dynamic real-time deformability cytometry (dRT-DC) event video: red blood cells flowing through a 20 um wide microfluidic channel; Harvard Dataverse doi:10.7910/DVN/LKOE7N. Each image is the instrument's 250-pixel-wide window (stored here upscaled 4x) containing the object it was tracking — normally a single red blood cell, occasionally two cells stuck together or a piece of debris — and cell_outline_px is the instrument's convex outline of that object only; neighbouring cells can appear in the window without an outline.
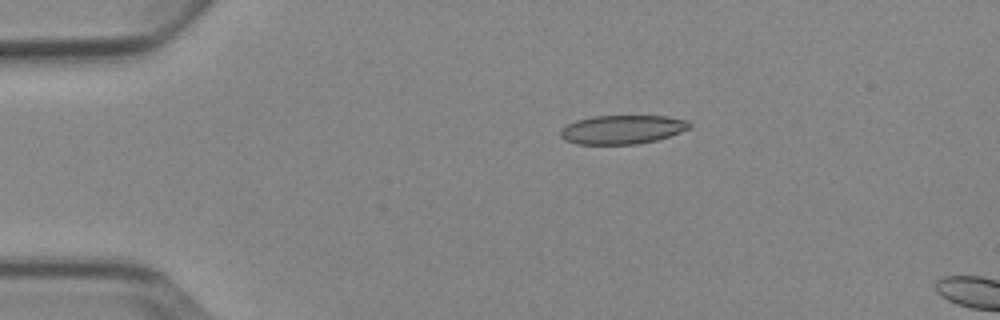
{"species": "Egyptian fruit bat (a non-hibernating species)", "species_latin": "Rousettus aegyptiacus", "temperature_condition": "cold", "stored_images_in_passage": 5, "camera_frame_rate_fps": 3000, "um_per_image_px": 0.085, "animal": {"sex": "female"}, "frame": {"image": 1, "passage_image": 4, "time_ms": 3.333, "image_size_px": [1000, 320], "cell_outline_px": [[692, 128], [656, 140], [636, 144], [576, 144], [564, 140], [560, 136], [560, 132], [568, 124], [576, 120], [592, 116], [668, 116], [688, 120], [692, 124]], "centroid_in_image_um": [52.92, 11.0], "position_along_channel_um": 32.1, "area_um2": 21.73}}